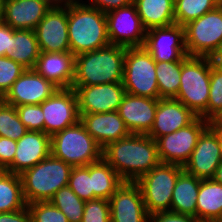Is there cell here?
I'll return each instance as SVG.
<instances>
[{"mask_svg":"<svg viewBox=\"0 0 222 222\" xmlns=\"http://www.w3.org/2000/svg\"><path fill=\"white\" fill-rule=\"evenodd\" d=\"M103 158L128 182H136L160 163L156 141L147 134H130L109 143Z\"/></svg>","mask_w":222,"mask_h":222,"instance_id":"1","label":"cell"},{"mask_svg":"<svg viewBox=\"0 0 222 222\" xmlns=\"http://www.w3.org/2000/svg\"><path fill=\"white\" fill-rule=\"evenodd\" d=\"M83 2L67 0L69 45L74 56L110 45L106 13Z\"/></svg>","mask_w":222,"mask_h":222,"instance_id":"2","label":"cell"},{"mask_svg":"<svg viewBox=\"0 0 222 222\" xmlns=\"http://www.w3.org/2000/svg\"><path fill=\"white\" fill-rule=\"evenodd\" d=\"M126 49L110 44L75 56L72 86L122 82Z\"/></svg>","mask_w":222,"mask_h":222,"instance_id":"3","label":"cell"},{"mask_svg":"<svg viewBox=\"0 0 222 222\" xmlns=\"http://www.w3.org/2000/svg\"><path fill=\"white\" fill-rule=\"evenodd\" d=\"M72 166L50 154L25 170L21 176L26 204L46 202L62 187L68 186Z\"/></svg>","mask_w":222,"mask_h":222,"instance_id":"4","label":"cell"},{"mask_svg":"<svg viewBox=\"0 0 222 222\" xmlns=\"http://www.w3.org/2000/svg\"><path fill=\"white\" fill-rule=\"evenodd\" d=\"M210 74V57L186 56L182 60L180 88L175 98L206 120Z\"/></svg>","mask_w":222,"mask_h":222,"instance_id":"5","label":"cell"},{"mask_svg":"<svg viewBox=\"0 0 222 222\" xmlns=\"http://www.w3.org/2000/svg\"><path fill=\"white\" fill-rule=\"evenodd\" d=\"M51 154L72 167L87 166L103 158V148L79 120L51 136Z\"/></svg>","mask_w":222,"mask_h":222,"instance_id":"6","label":"cell"},{"mask_svg":"<svg viewBox=\"0 0 222 222\" xmlns=\"http://www.w3.org/2000/svg\"><path fill=\"white\" fill-rule=\"evenodd\" d=\"M183 170V166L160 162L136 181L149 215L171 211L173 189Z\"/></svg>","mask_w":222,"mask_h":222,"instance_id":"7","label":"cell"},{"mask_svg":"<svg viewBox=\"0 0 222 222\" xmlns=\"http://www.w3.org/2000/svg\"><path fill=\"white\" fill-rule=\"evenodd\" d=\"M184 28L188 56L213 58L222 44V3Z\"/></svg>","mask_w":222,"mask_h":222,"instance_id":"8","label":"cell"},{"mask_svg":"<svg viewBox=\"0 0 222 222\" xmlns=\"http://www.w3.org/2000/svg\"><path fill=\"white\" fill-rule=\"evenodd\" d=\"M122 83L126 93L159 99L156 62L143 47L126 49Z\"/></svg>","mask_w":222,"mask_h":222,"instance_id":"9","label":"cell"},{"mask_svg":"<svg viewBox=\"0 0 222 222\" xmlns=\"http://www.w3.org/2000/svg\"><path fill=\"white\" fill-rule=\"evenodd\" d=\"M209 121L198 116L191 124L156 140L160 162L184 166Z\"/></svg>","mask_w":222,"mask_h":222,"instance_id":"10","label":"cell"},{"mask_svg":"<svg viewBox=\"0 0 222 222\" xmlns=\"http://www.w3.org/2000/svg\"><path fill=\"white\" fill-rule=\"evenodd\" d=\"M155 62L182 61L186 56L185 28L177 23L146 31L142 46Z\"/></svg>","mask_w":222,"mask_h":222,"instance_id":"11","label":"cell"},{"mask_svg":"<svg viewBox=\"0 0 222 222\" xmlns=\"http://www.w3.org/2000/svg\"><path fill=\"white\" fill-rule=\"evenodd\" d=\"M110 44L126 48L142 47L146 30L134 3L106 13Z\"/></svg>","mask_w":222,"mask_h":222,"instance_id":"12","label":"cell"},{"mask_svg":"<svg viewBox=\"0 0 222 222\" xmlns=\"http://www.w3.org/2000/svg\"><path fill=\"white\" fill-rule=\"evenodd\" d=\"M41 52H70L67 0L55 3L34 29Z\"/></svg>","mask_w":222,"mask_h":222,"instance_id":"13","label":"cell"},{"mask_svg":"<svg viewBox=\"0 0 222 222\" xmlns=\"http://www.w3.org/2000/svg\"><path fill=\"white\" fill-rule=\"evenodd\" d=\"M44 113V133L49 136L76 124L80 120L75 90L58 88L41 103Z\"/></svg>","mask_w":222,"mask_h":222,"instance_id":"14","label":"cell"},{"mask_svg":"<svg viewBox=\"0 0 222 222\" xmlns=\"http://www.w3.org/2000/svg\"><path fill=\"white\" fill-rule=\"evenodd\" d=\"M72 88L77 95L79 114L117 111L126 93L122 82Z\"/></svg>","mask_w":222,"mask_h":222,"instance_id":"15","label":"cell"},{"mask_svg":"<svg viewBox=\"0 0 222 222\" xmlns=\"http://www.w3.org/2000/svg\"><path fill=\"white\" fill-rule=\"evenodd\" d=\"M58 87L47 80L35 69H26L12 84L2 100L13 106L41 104L48 99Z\"/></svg>","mask_w":222,"mask_h":222,"instance_id":"16","label":"cell"},{"mask_svg":"<svg viewBox=\"0 0 222 222\" xmlns=\"http://www.w3.org/2000/svg\"><path fill=\"white\" fill-rule=\"evenodd\" d=\"M222 162V154L217 134L208 126L199 136L184 170L203 180L212 179Z\"/></svg>","mask_w":222,"mask_h":222,"instance_id":"17","label":"cell"},{"mask_svg":"<svg viewBox=\"0 0 222 222\" xmlns=\"http://www.w3.org/2000/svg\"><path fill=\"white\" fill-rule=\"evenodd\" d=\"M111 222H149L140 187L124 181L109 199Z\"/></svg>","mask_w":222,"mask_h":222,"instance_id":"18","label":"cell"},{"mask_svg":"<svg viewBox=\"0 0 222 222\" xmlns=\"http://www.w3.org/2000/svg\"><path fill=\"white\" fill-rule=\"evenodd\" d=\"M159 99L125 93L117 110L131 134H148L154 124Z\"/></svg>","mask_w":222,"mask_h":222,"instance_id":"19","label":"cell"},{"mask_svg":"<svg viewBox=\"0 0 222 222\" xmlns=\"http://www.w3.org/2000/svg\"><path fill=\"white\" fill-rule=\"evenodd\" d=\"M51 154V136L40 131H27L17 141L13 163L6 169L14 174H22Z\"/></svg>","mask_w":222,"mask_h":222,"instance_id":"20","label":"cell"},{"mask_svg":"<svg viewBox=\"0 0 222 222\" xmlns=\"http://www.w3.org/2000/svg\"><path fill=\"white\" fill-rule=\"evenodd\" d=\"M54 4L53 0H4L2 21L13 29L34 30Z\"/></svg>","mask_w":222,"mask_h":222,"instance_id":"21","label":"cell"},{"mask_svg":"<svg viewBox=\"0 0 222 222\" xmlns=\"http://www.w3.org/2000/svg\"><path fill=\"white\" fill-rule=\"evenodd\" d=\"M198 116L175 98L159 99L152 129L147 134L155 141L191 124Z\"/></svg>","mask_w":222,"mask_h":222,"instance_id":"22","label":"cell"},{"mask_svg":"<svg viewBox=\"0 0 222 222\" xmlns=\"http://www.w3.org/2000/svg\"><path fill=\"white\" fill-rule=\"evenodd\" d=\"M79 115L85 130L103 149L131 134L117 111Z\"/></svg>","mask_w":222,"mask_h":222,"instance_id":"23","label":"cell"},{"mask_svg":"<svg viewBox=\"0 0 222 222\" xmlns=\"http://www.w3.org/2000/svg\"><path fill=\"white\" fill-rule=\"evenodd\" d=\"M75 56L70 52H41L34 69L58 88H71Z\"/></svg>","mask_w":222,"mask_h":222,"instance_id":"24","label":"cell"},{"mask_svg":"<svg viewBox=\"0 0 222 222\" xmlns=\"http://www.w3.org/2000/svg\"><path fill=\"white\" fill-rule=\"evenodd\" d=\"M196 218L199 222H222V184L213 179L200 181Z\"/></svg>","mask_w":222,"mask_h":222,"instance_id":"25","label":"cell"},{"mask_svg":"<svg viewBox=\"0 0 222 222\" xmlns=\"http://www.w3.org/2000/svg\"><path fill=\"white\" fill-rule=\"evenodd\" d=\"M145 30L175 23V0H133Z\"/></svg>","mask_w":222,"mask_h":222,"instance_id":"26","label":"cell"},{"mask_svg":"<svg viewBox=\"0 0 222 222\" xmlns=\"http://www.w3.org/2000/svg\"><path fill=\"white\" fill-rule=\"evenodd\" d=\"M201 179L183 170L176 180L171 200V212L196 217V202Z\"/></svg>","mask_w":222,"mask_h":222,"instance_id":"27","label":"cell"},{"mask_svg":"<svg viewBox=\"0 0 222 222\" xmlns=\"http://www.w3.org/2000/svg\"><path fill=\"white\" fill-rule=\"evenodd\" d=\"M10 59L26 69H34L41 53L34 30L13 29Z\"/></svg>","mask_w":222,"mask_h":222,"instance_id":"28","label":"cell"},{"mask_svg":"<svg viewBox=\"0 0 222 222\" xmlns=\"http://www.w3.org/2000/svg\"><path fill=\"white\" fill-rule=\"evenodd\" d=\"M90 177L94 199L109 200L124 182L104 158L90 164Z\"/></svg>","mask_w":222,"mask_h":222,"instance_id":"29","label":"cell"},{"mask_svg":"<svg viewBox=\"0 0 222 222\" xmlns=\"http://www.w3.org/2000/svg\"><path fill=\"white\" fill-rule=\"evenodd\" d=\"M26 206L21 176L2 170L0 172V213L21 210Z\"/></svg>","mask_w":222,"mask_h":222,"instance_id":"30","label":"cell"},{"mask_svg":"<svg viewBox=\"0 0 222 222\" xmlns=\"http://www.w3.org/2000/svg\"><path fill=\"white\" fill-rule=\"evenodd\" d=\"M182 61L156 62L159 99L176 98L180 88Z\"/></svg>","mask_w":222,"mask_h":222,"instance_id":"31","label":"cell"},{"mask_svg":"<svg viewBox=\"0 0 222 222\" xmlns=\"http://www.w3.org/2000/svg\"><path fill=\"white\" fill-rule=\"evenodd\" d=\"M220 4L219 0H175V23L184 26L215 9Z\"/></svg>","mask_w":222,"mask_h":222,"instance_id":"32","label":"cell"},{"mask_svg":"<svg viewBox=\"0 0 222 222\" xmlns=\"http://www.w3.org/2000/svg\"><path fill=\"white\" fill-rule=\"evenodd\" d=\"M49 202L66 215L68 222L82 221L85 201L79 198L69 186L60 188Z\"/></svg>","mask_w":222,"mask_h":222,"instance_id":"33","label":"cell"},{"mask_svg":"<svg viewBox=\"0 0 222 222\" xmlns=\"http://www.w3.org/2000/svg\"><path fill=\"white\" fill-rule=\"evenodd\" d=\"M27 131L20 121L16 107L0 99V137L18 141Z\"/></svg>","mask_w":222,"mask_h":222,"instance_id":"34","label":"cell"},{"mask_svg":"<svg viewBox=\"0 0 222 222\" xmlns=\"http://www.w3.org/2000/svg\"><path fill=\"white\" fill-rule=\"evenodd\" d=\"M68 186L83 201L94 199L92 191V177H90V164L73 167L70 173Z\"/></svg>","mask_w":222,"mask_h":222,"instance_id":"35","label":"cell"},{"mask_svg":"<svg viewBox=\"0 0 222 222\" xmlns=\"http://www.w3.org/2000/svg\"><path fill=\"white\" fill-rule=\"evenodd\" d=\"M222 108V68L211 58L210 89L207 120L210 121Z\"/></svg>","mask_w":222,"mask_h":222,"instance_id":"36","label":"cell"},{"mask_svg":"<svg viewBox=\"0 0 222 222\" xmlns=\"http://www.w3.org/2000/svg\"><path fill=\"white\" fill-rule=\"evenodd\" d=\"M27 207L31 222H68L66 215L49 201L32 202Z\"/></svg>","mask_w":222,"mask_h":222,"instance_id":"37","label":"cell"},{"mask_svg":"<svg viewBox=\"0 0 222 222\" xmlns=\"http://www.w3.org/2000/svg\"><path fill=\"white\" fill-rule=\"evenodd\" d=\"M25 70V67L9 57H0V99L6 95L12 87V84Z\"/></svg>","mask_w":222,"mask_h":222,"instance_id":"38","label":"cell"},{"mask_svg":"<svg viewBox=\"0 0 222 222\" xmlns=\"http://www.w3.org/2000/svg\"><path fill=\"white\" fill-rule=\"evenodd\" d=\"M16 111L28 131L44 132V113L41 104L16 106Z\"/></svg>","mask_w":222,"mask_h":222,"instance_id":"39","label":"cell"},{"mask_svg":"<svg viewBox=\"0 0 222 222\" xmlns=\"http://www.w3.org/2000/svg\"><path fill=\"white\" fill-rule=\"evenodd\" d=\"M81 222H111L109 200L86 201Z\"/></svg>","mask_w":222,"mask_h":222,"instance_id":"40","label":"cell"},{"mask_svg":"<svg viewBox=\"0 0 222 222\" xmlns=\"http://www.w3.org/2000/svg\"><path fill=\"white\" fill-rule=\"evenodd\" d=\"M17 141L0 137V168L6 170L12 163L16 154Z\"/></svg>","mask_w":222,"mask_h":222,"instance_id":"41","label":"cell"},{"mask_svg":"<svg viewBox=\"0 0 222 222\" xmlns=\"http://www.w3.org/2000/svg\"><path fill=\"white\" fill-rule=\"evenodd\" d=\"M149 222H199L196 217L171 211L156 212L149 215Z\"/></svg>","mask_w":222,"mask_h":222,"instance_id":"42","label":"cell"},{"mask_svg":"<svg viewBox=\"0 0 222 222\" xmlns=\"http://www.w3.org/2000/svg\"><path fill=\"white\" fill-rule=\"evenodd\" d=\"M12 35L13 28L0 21V57H9L12 54Z\"/></svg>","mask_w":222,"mask_h":222,"instance_id":"43","label":"cell"},{"mask_svg":"<svg viewBox=\"0 0 222 222\" xmlns=\"http://www.w3.org/2000/svg\"><path fill=\"white\" fill-rule=\"evenodd\" d=\"M87 5L98 9L103 13L110 12L114 9H119L133 3V0H88Z\"/></svg>","mask_w":222,"mask_h":222,"instance_id":"44","label":"cell"},{"mask_svg":"<svg viewBox=\"0 0 222 222\" xmlns=\"http://www.w3.org/2000/svg\"><path fill=\"white\" fill-rule=\"evenodd\" d=\"M0 222H31V215L26 206L21 210L0 213Z\"/></svg>","mask_w":222,"mask_h":222,"instance_id":"45","label":"cell"},{"mask_svg":"<svg viewBox=\"0 0 222 222\" xmlns=\"http://www.w3.org/2000/svg\"><path fill=\"white\" fill-rule=\"evenodd\" d=\"M209 125L222 127V108L218 113L209 121Z\"/></svg>","mask_w":222,"mask_h":222,"instance_id":"46","label":"cell"},{"mask_svg":"<svg viewBox=\"0 0 222 222\" xmlns=\"http://www.w3.org/2000/svg\"><path fill=\"white\" fill-rule=\"evenodd\" d=\"M209 127L217 134V138L220 144L221 148V154H222V127L209 125Z\"/></svg>","mask_w":222,"mask_h":222,"instance_id":"47","label":"cell"},{"mask_svg":"<svg viewBox=\"0 0 222 222\" xmlns=\"http://www.w3.org/2000/svg\"><path fill=\"white\" fill-rule=\"evenodd\" d=\"M215 182L222 184V162L218 166L217 170L215 171L214 177L212 178Z\"/></svg>","mask_w":222,"mask_h":222,"instance_id":"48","label":"cell"},{"mask_svg":"<svg viewBox=\"0 0 222 222\" xmlns=\"http://www.w3.org/2000/svg\"><path fill=\"white\" fill-rule=\"evenodd\" d=\"M212 59L219 67L222 68V56H214Z\"/></svg>","mask_w":222,"mask_h":222,"instance_id":"49","label":"cell"},{"mask_svg":"<svg viewBox=\"0 0 222 222\" xmlns=\"http://www.w3.org/2000/svg\"><path fill=\"white\" fill-rule=\"evenodd\" d=\"M4 13V0H0V21L2 20Z\"/></svg>","mask_w":222,"mask_h":222,"instance_id":"50","label":"cell"},{"mask_svg":"<svg viewBox=\"0 0 222 222\" xmlns=\"http://www.w3.org/2000/svg\"><path fill=\"white\" fill-rule=\"evenodd\" d=\"M215 56H222V44L220 49L218 50L217 54Z\"/></svg>","mask_w":222,"mask_h":222,"instance_id":"51","label":"cell"},{"mask_svg":"<svg viewBox=\"0 0 222 222\" xmlns=\"http://www.w3.org/2000/svg\"><path fill=\"white\" fill-rule=\"evenodd\" d=\"M65 0H55V3H62L64 2Z\"/></svg>","mask_w":222,"mask_h":222,"instance_id":"52","label":"cell"}]
</instances>
